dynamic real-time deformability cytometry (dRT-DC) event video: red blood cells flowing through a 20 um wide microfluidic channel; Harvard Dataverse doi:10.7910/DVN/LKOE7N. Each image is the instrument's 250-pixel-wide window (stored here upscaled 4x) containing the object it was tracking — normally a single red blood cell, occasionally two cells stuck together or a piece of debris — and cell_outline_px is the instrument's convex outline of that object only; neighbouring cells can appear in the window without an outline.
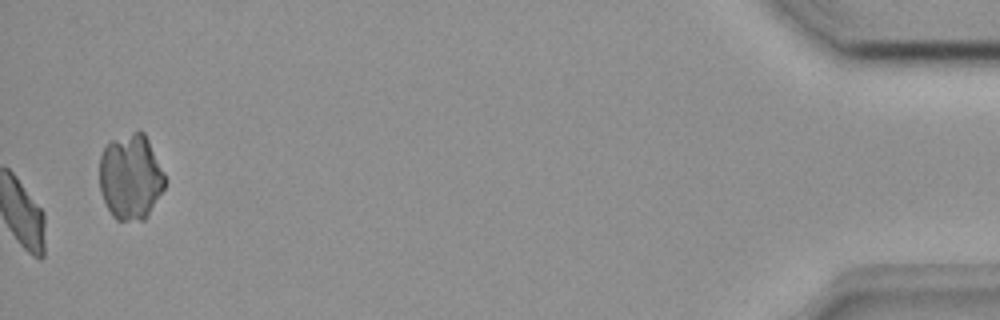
{"species": "common noctule bat (a hibernating species)", "species_latin": "Nyctalus noctula", "temperature_condition": "room temperature", "stored_images_in_passage": 43, "camera_frame_rate_fps": 3000, "um_per_image_px": 0.085, "animal": {"sex": "female", "body_mass_g": 18.4}, "frame": {"image": 1, "passage_image": 43, "time_ms": 14.0, "image_size_px": [1000, 320], "cell_outline_px": [[168, 180], [164, 188], [144, 220], [116, 220], [112, 216], [100, 192], [100, 156], [104, 148], [112, 140], [140, 128], [144, 132]], "centroid_in_image_um": [11.11, 15.02], "position_along_channel_um": 424.1, "area_um2": 32.66}}